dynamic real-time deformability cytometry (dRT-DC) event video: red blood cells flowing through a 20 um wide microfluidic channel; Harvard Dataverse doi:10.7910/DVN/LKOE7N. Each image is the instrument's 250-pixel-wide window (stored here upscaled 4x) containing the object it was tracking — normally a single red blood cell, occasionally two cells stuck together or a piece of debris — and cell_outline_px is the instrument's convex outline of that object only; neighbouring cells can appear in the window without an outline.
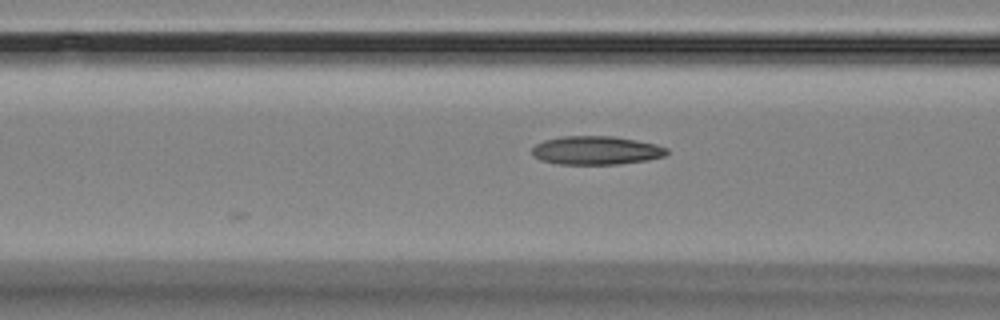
{"species": "Egyptian fruit bat (a non-hibernating species)", "species_latin": "Rousettus aegyptiacus", "temperature_condition": "room temperature", "stored_images_in_passage": 4, "camera_frame_rate_fps": 3000, "um_per_image_px": 0.085, "animal": {"sex": "female"}, "frame": {"image": 1, "passage_image": 3, "time_ms": 2.333, "image_size_px": [1000, 320], "cell_outline_px": [[668, 152], [664, 156], [648, 160], [620, 164], [556, 164], [540, 160], [532, 156], [532, 148], [536, 144], [544, 140], [560, 136], [616, 136], [656, 144], [668, 148]], "centroid_in_image_um": [50.66, 12.78], "position_along_channel_um": 115.9, "area_um2": 22.66}}